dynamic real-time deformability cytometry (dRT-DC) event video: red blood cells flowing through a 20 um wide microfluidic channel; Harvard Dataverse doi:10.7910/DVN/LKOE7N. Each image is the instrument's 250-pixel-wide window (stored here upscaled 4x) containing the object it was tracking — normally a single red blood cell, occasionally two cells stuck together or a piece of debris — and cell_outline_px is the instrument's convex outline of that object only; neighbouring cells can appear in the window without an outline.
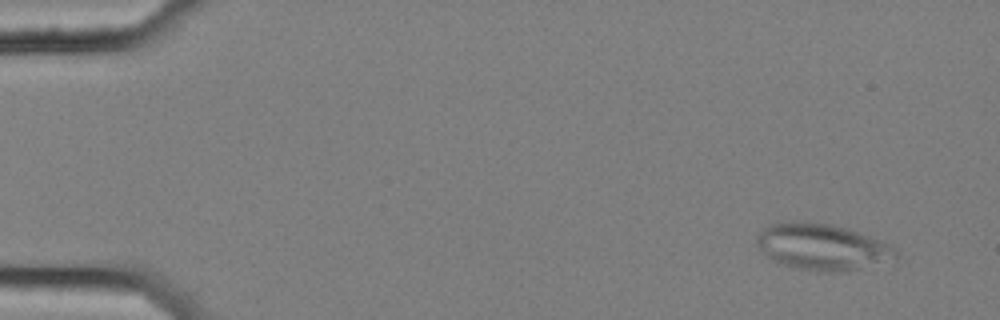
{"species": "common noctule bat (a hibernating species)", "species_latin": "Nyctalus noctula", "temperature_condition": "cold", "stored_images_in_passage": 56, "segment_of_instrument_passage": [1, 2], "camera_frame_rate_fps": 3000, "um_per_image_px": 0.085, "animal": {"sex": "female", "body_mass_g": 25.1}, "frame": {"image": 1, "passage_image": 4, "time_ms": 1.0, "image_size_px": [1000, 320], "cell_outline_px": [[900, 252], [896, 260], [844, 272], [816, 272], [796, 268], [780, 264], [772, 260], [760, 248], [756, 240], [756, 236], [768, 224], [832, 224], [856, 232], [888, 244], [896, 248]], "centroid_in_image_um": [69.94, 21.05], "position_along_channel_um": 15.1, "area_um2": 36.82}}
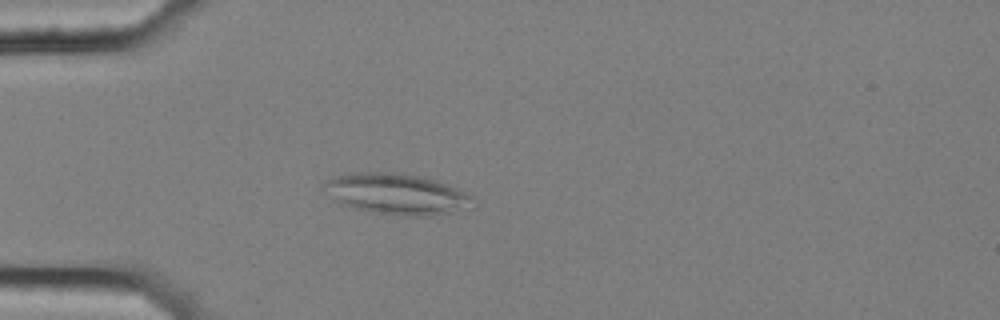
{"frame": {"image": 2, "passage_image": 16, "time_ms": 5.0, "image_size_px": [1000, 320], "cell_outline_px": [[476, 200], [472, 208], [452, 212], [428, 216], [404, 216], [372, 212], [340, 204], [332, 200], [324, 184], [328, 180], [336, 176], [360, 172], [392, 172], [420, 176], [436, 180], [468, 192], [476, 196]], "centroid_in_image_um": [33.82, 16.5], "position_along_channel_um": 51.2, "area_um2": 35.66}}